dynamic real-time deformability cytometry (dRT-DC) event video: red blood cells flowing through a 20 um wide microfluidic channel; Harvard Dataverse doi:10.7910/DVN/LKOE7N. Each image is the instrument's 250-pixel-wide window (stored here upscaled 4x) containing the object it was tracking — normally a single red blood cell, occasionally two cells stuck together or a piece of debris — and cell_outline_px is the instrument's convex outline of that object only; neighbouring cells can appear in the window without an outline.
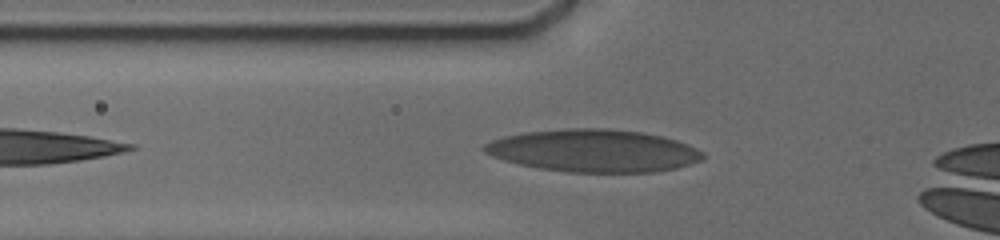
{"species": "human", "species_latin": "Homo sapiens", "temperature_condition": "cold", "stored_images_in_passage": 7, "camera_frame_rate_fps": 3000, "um_per_image_px": 0.085, "donor": {"sex": "male"}, "frame": {"image": 1, "passage_image": 3, "time_ms": 0.667, "image_size_px": [1000, 240], "cell_outline_px": [[704, 156], [700, 160], [676, 168], [656, 172], [568, 172], [540, 168], [520, 164], [504, 160], [492, 156], [484, 152], [480, 148], [484, 144], [492, 140], [504, 136], [524, 132], [568, 128], [608, 128], [644, 132], [676, 140], [688, 144], [704, 152]], "centroid_in_image_um": [50.44, 12.8], "position_along_channel_um": 75.4, "area_um2": 54.22}}
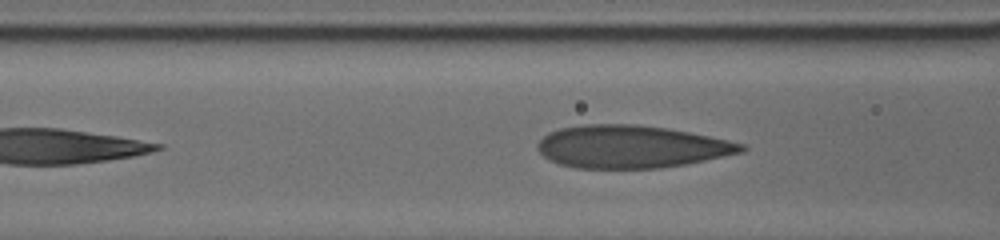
{"frame": {"image": 2, "passage_image": 5, "time_ms": 1.667, "image_size_px": [1000, 240], "cell_outline_px": [[748, 148], [744, 152], [684, 164], [660, 168], [576, 168], [560, 164], [544, 156], [536, 148], [536, 144], [548, 132], [560, 128], [584, 124], [640, 124], [688, 132], [728, 140], [744, 144]], "centroid_in_image_um": [53.64, 12.46], "position_along_channel_um": 113.0, "area_um2": 50.46}}